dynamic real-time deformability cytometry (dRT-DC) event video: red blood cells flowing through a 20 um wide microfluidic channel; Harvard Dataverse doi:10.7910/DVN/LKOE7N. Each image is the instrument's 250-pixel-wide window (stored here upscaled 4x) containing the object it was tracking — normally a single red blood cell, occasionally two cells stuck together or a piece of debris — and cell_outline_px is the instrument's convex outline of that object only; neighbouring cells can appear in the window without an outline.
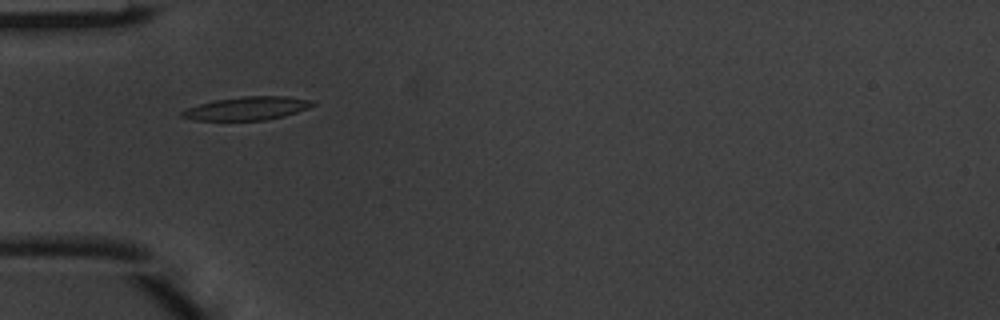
{"species": "common noctule bat (a hibernating species)", "species_latin": "Nyctalus noctula", "temperature_condition": "warm", "stored_images_in_passage": 5, "camera_frame_rate_fps": 3000, "um_per_image_px": 0.085, "animal": {"sex": "male", "body_mass_g": 20.1, "forearm_length_mm": 53.5}, "frame": {"image": 1, "passage_image": 2, "time_ms": 0.333, "image_size_px": [1000, 320], "cell_outline_px": [[316, 104], [308, 108], [284, 116], [264, 120], [196, 120], [180, 116], [180, 112], [188, 108], [200, 104], [216, 100], [244, 96], [288, 96], [308, 100]], "centroid_in_image_um": [21.0, 9.21], "position_along_channel_um": 64.0, "area_um2": 17.46}}
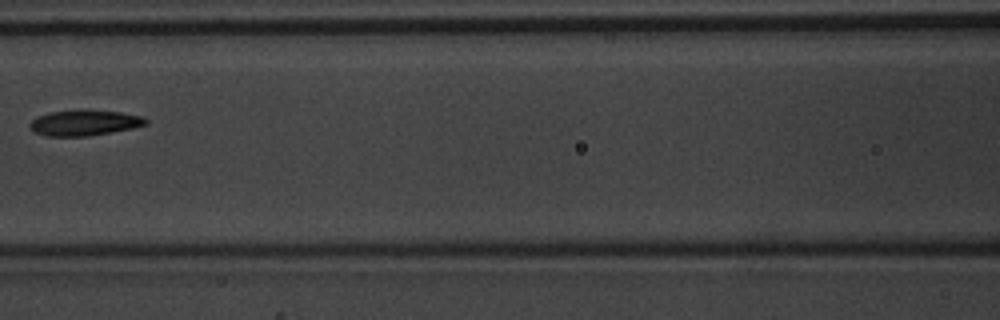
{"frame": {"image": 2, "passage_image": 4, "time_ms": 1.0, "image_size_px": [1000, 320], "cell_outline_px": [[148, 124], [132, 128], [112, 132], [88, 136], [44, 136], [28, 128], [28, 124], [36, 116], [52, 112], [80, 108], [120, 112], [140, 116], [148, 120]], "centroid_in_image_um": [7.14, 10.42], "position_along_channel_um": 159.5, "area_um2": 17.63}}
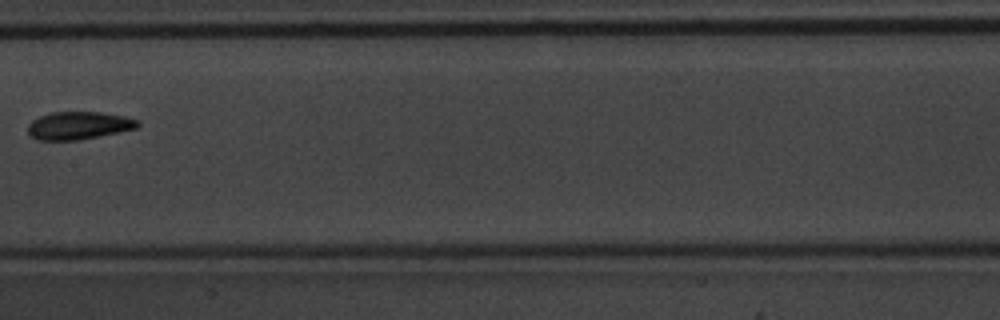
{"frame": {"image": 3, "passage_image": 5, "time_ms": 1.333, "image_size_px": [1000, 320], "cell_outline_px": [[140, 124], [136, 128], [76, 140], [36, 140], [28, 132], [28, 124], [32, 120], [40, 116], [52, 112], [100, 112], [124, 116], [140, 120]], "centroid_in_image_um": [6.66, 10.66], "position_along_channel_um": 200.7, "area_um2": 17.57}}